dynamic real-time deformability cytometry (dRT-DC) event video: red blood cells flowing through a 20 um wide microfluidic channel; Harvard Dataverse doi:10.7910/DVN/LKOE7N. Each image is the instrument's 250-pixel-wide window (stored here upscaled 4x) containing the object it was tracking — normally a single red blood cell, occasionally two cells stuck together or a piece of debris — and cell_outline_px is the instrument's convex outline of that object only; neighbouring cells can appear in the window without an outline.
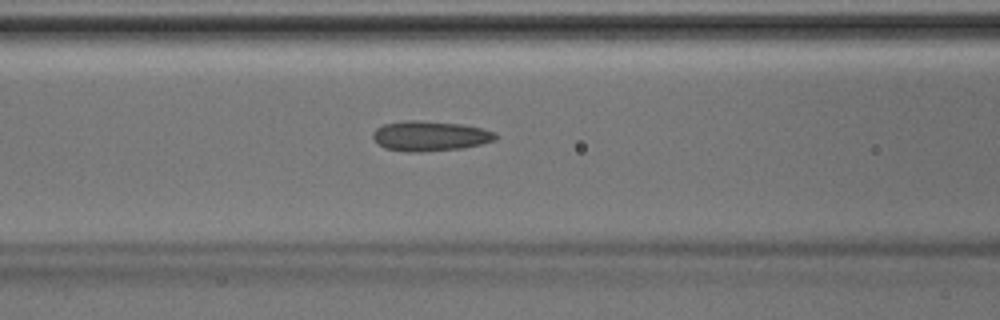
{"species": "Egyptian fruit bat (a non-hibernating species)", "species_latin": "Rousettus aegyptiacus", "temperature_condition": "room temperature", "stored_images_in_passage": 32, "camera_frame_rate_fps": 3000, "um_per_image_px": 0.085, "animal": {"sex": "male"}, "frame": {"image": 1, "passage_image": 6, "time_ms": 1.667, "image_size_px": [1000, 320], "cell_outline_px": [[496, 140], [464, 148], [420, 152], [404, 152], [384, 148], [372, 136], [372, 132], [376, 128], [384, 124], [408, 120], [416, 120], [460, 124], [484, 128], [496, 132]], "centroid_in_image_um": [36.56, 11.56], "position_along_channel_um": 130.0, "area_um2": 21.5}}
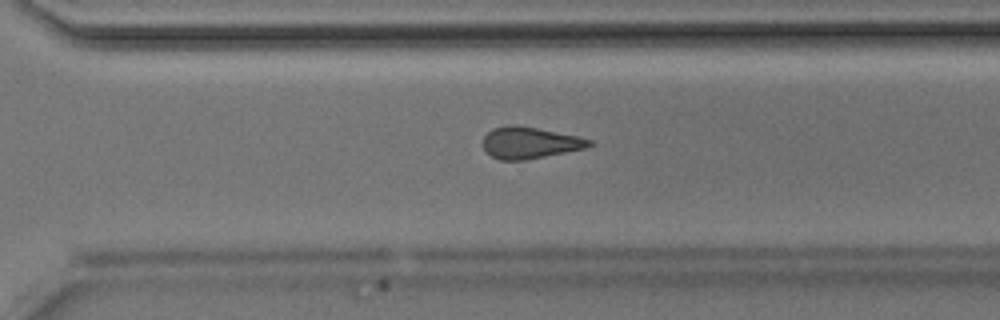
{"frame": {"image": 2, "passage_image": 19, "time_ms": 6.0, "image_size_px": [1000, 320], "cell_outline_px": [[592, 144], [584, 148], [524, 160], [500, 160], [484, 152], [480, 144], [484, 136], [492, 128], [508, 124], [516, 124], [580, 136], [592, 140]], "centroid_in_image_um": [44.95, 12.11], "position_along_channel_um": 325.7, "area_um2": 19.77}}
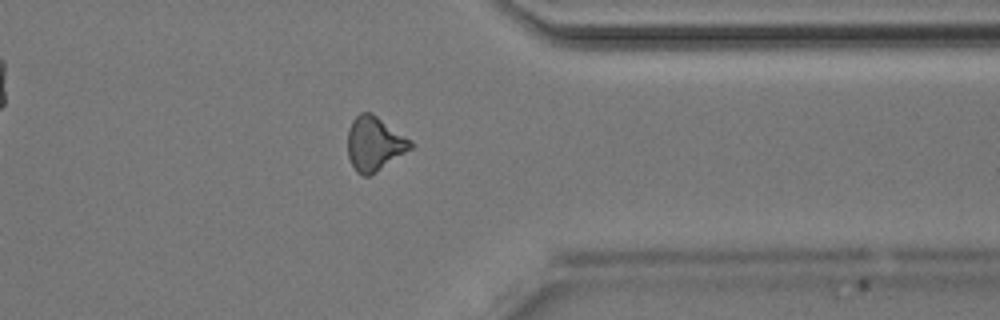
{"frame": {"image": 3, "passage_image": 23, "time_ms": 7.333, "image_size_px": [1000, 320], "cell_outline_px": [[416, 144], [412, 148], [368, 176], [364, 176], [356, 172], [348, 156], [348, 128], [352, 120], [360, 112], [372, 112], [412, 140]], "centroid_in_image_um": [31.83, 12.18], "position_along_channel_um": 379.6, "area_um2": 19.83}}